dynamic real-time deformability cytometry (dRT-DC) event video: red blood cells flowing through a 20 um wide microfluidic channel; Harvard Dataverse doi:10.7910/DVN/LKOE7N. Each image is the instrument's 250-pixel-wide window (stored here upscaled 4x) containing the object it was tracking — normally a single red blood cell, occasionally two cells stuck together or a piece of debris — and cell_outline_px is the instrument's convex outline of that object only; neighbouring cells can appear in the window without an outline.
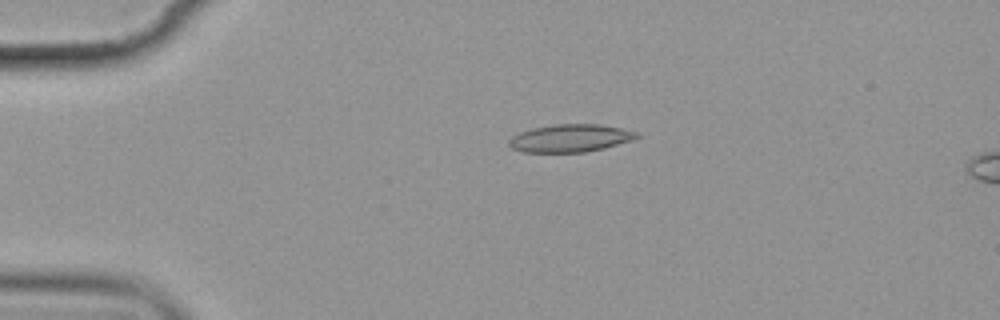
{"species": "common noctule bat (a hibernating species)", "species_latin": "Nyctalus noctula", "temperature_condition": "cold", "stored_images_in_passage": 4, "camera_frame_rate_fps": 3000, "um_per_image_px": 0.085, "animal": {"sex": "female", "body_mass_g": 19.9}, "frame": {"image": 1, "passage_image": 2, "time_ms": 1.333, "image_size_px": [1000, 320], "cell_outline_px": [[640, 136], [632, 140], [604, 148], [584, 152], [524, 152], [512, 148], [508, 144], [508, 140], [512, 136], [520, 132], [532, 128], [552, 124], [600, 124], [640, 132]], "centroid_in_image_um": [48.48, 11.74], "position_along_channel_um": 36.5, "area_um2": 20.69}}